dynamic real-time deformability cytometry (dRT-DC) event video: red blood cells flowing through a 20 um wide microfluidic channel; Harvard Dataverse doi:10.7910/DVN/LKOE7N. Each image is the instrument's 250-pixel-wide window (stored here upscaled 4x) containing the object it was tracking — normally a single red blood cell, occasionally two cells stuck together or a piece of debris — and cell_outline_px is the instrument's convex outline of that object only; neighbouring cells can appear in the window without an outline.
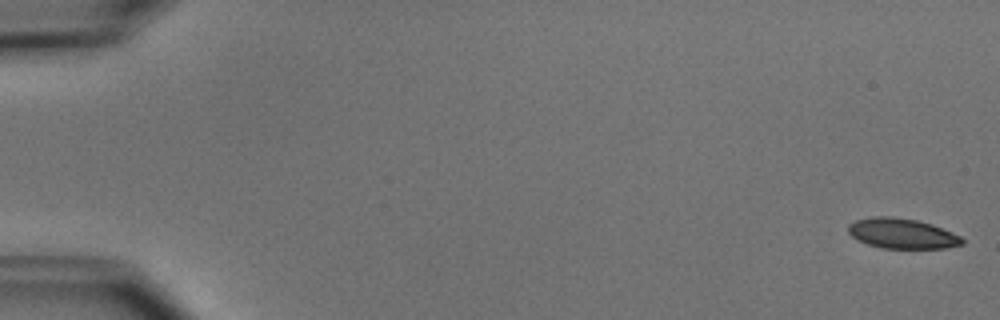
{"species": "common noctule bat (a hibernating species)", "species_latin": "Nyctalus noctula", "temperature_condition": "cold", "stored_images_in_passage": 5, "camera_frame_rate_fps": 3000, "um_per_image_px": 0.085, "animal": {"sex": "male", "body_mass_g": 15.6}, "frame": {"image": 1, "passage_image": 1, "time_ms": 0.0, "image_size_px": [1000, 320], "cell_outline_px": [[964, 244], [944, 248], [880, 248], [868, 244], [852, 236], [848, 232], [848, 224], [856, 220], [872, 216], [892, 216], [916, 220], [932, 224], [960, 236], [964, 240]], "centroid_in_image_um": [76.66, 19.84], "position_along_channel_um": 8.3, "area_um2": 19.94}}